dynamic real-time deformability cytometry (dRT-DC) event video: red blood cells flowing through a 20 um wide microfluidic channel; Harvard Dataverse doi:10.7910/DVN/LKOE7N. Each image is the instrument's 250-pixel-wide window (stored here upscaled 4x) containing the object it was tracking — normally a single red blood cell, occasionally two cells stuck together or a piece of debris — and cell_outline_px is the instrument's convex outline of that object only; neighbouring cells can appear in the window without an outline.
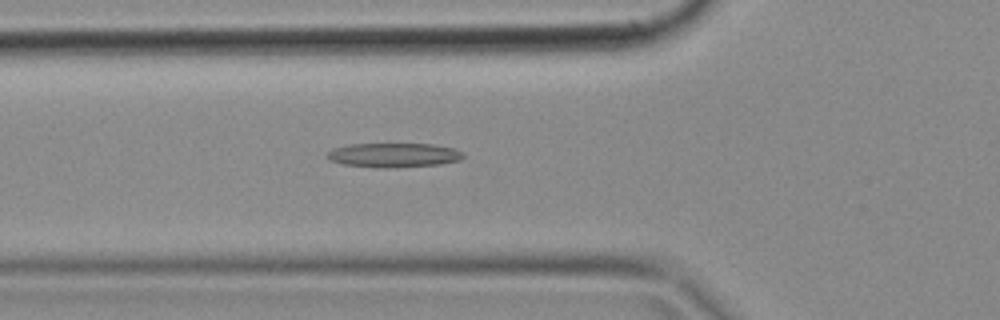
{"species": "common noctule bat (a hibernating species)", "species_latin": "Nyctalus noctula", "temperature_condition": "cold", "stored_images_in_passage": 50, "camera_frame_rate_fps": 3000, "um_per_image_px": 0.085, "animal": {"sex": "female", "body_mass_g": 18.4}, "frame": {"image": 1, "passage_image": 18, "time_ms": 5.667, "image_size_px": [1000, 320], "cell_outline_px": [[464, 156], [460, 160], [440, 164], [380, 168], [344, 164], [328, 160], [324, 156], [332, 148], [348, 144], [432, 144], [456, 148], [464, 152]], "centroid_in_image_um": [33.45, 13.17], "position_along_channel_um": 92.4, "area_um2": 19.36}}
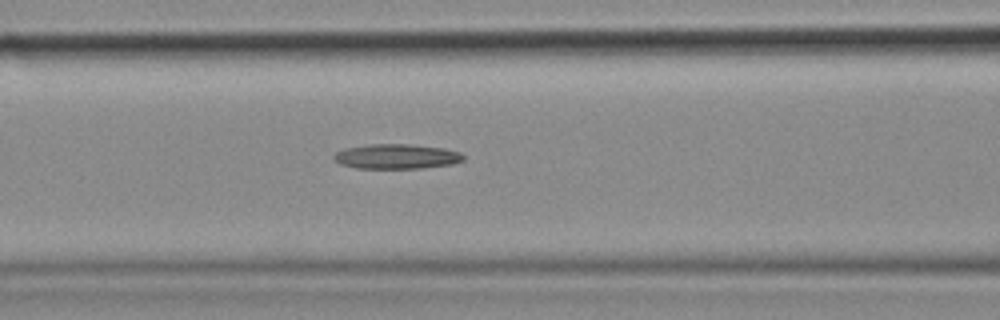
{"frame": {"image": 2, "passage_image": 21, "time_ms": 6.667, "image_size_px": [1000, 320], "cell_outline_px": [[464, 160], [452, 164], [420, 168], [356, 168], [340, 164], [332, 160], [332, 156], [336, 152], [344, 148], [368, 144], [412, 144], [444, 148], [460, 152], [464, 156]], "centroid_in_image_um": [33.67, 13.29], "position_along_channel_um": 132.9, "area_um2": 18.9}}
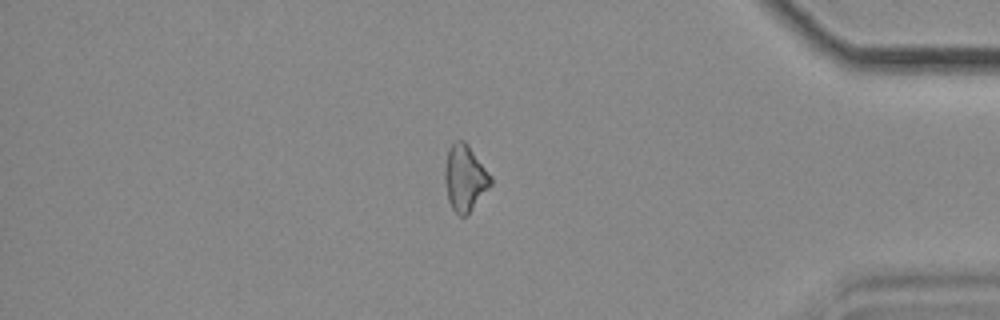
{"frame": {"image": 3, "passage_image": 43, "time_ms": 14.0, "image_size_px": [1000, 320], "cell_outline_px": [[492, 184], [468, 212], [464, 216], [460, 216], [452, 208], [448, 200], [444, 180], [444, 168], [448, 148], [452, 140], [464, 140], [468, 144], [492, 176]], "centroid_in_image_um": [39.49, 15.06], "position_along_channel_um": 395.7, "area_um2": 17.69}}